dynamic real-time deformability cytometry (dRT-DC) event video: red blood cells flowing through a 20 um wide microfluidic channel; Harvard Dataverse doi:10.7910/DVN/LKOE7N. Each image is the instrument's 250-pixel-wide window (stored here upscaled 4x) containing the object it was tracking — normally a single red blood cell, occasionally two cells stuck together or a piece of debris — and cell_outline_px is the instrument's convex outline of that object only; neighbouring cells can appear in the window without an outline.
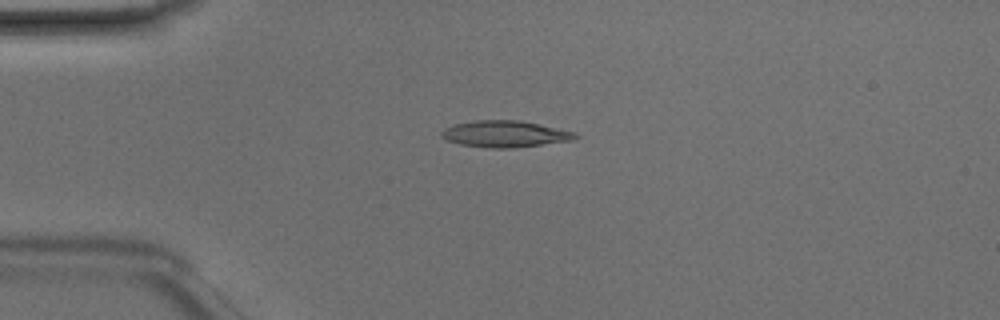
{"species": "Egyptian fruit bat (a non-hibernating species)", "species_latin": "Rousettus aegyptiacus", "temperature_condition": "room temperature", "stored_images_in_passage": 37, "camera_frame_rate_fps": 3000, "um_per_image_px": 0.085, "animal": {"sex": "male"}, "frame": {"image": 1, "passage_image": 1, "time_ms": 0.0, "image_size_px": [1000, 320], "cell_outline_px": [[580, 136], [572, 140], [512, 148], [488, 148], [460, 144], [444, 140], [440, 136], [440, 132], [444, 128], [452, 124], [476, 120], [520, 120], [576, 132]], "centroid_in_image_um": [42.87, 11.38], "position_along_channel_um": 42.1, "area_um2": 20.81}}
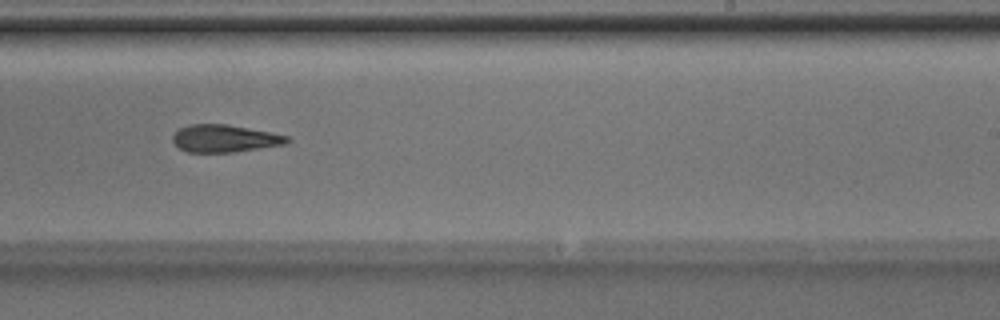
{"frame": {"image": 2, "passage_image": 19, "time_ms": 6.0, "image_size_px": [1000, 320], "cell_outline_px": [[292, 140], [284, 144], [236, 152], [188, 152], [180, 148], [172, 140], [172, 136], [180, 128], [188, 124], [228, 124], [292, 136]], "centroid_in_image_um": [19.14, 11.76], "position_along_channel_um": 269.9, "area_um2": 18.38}}
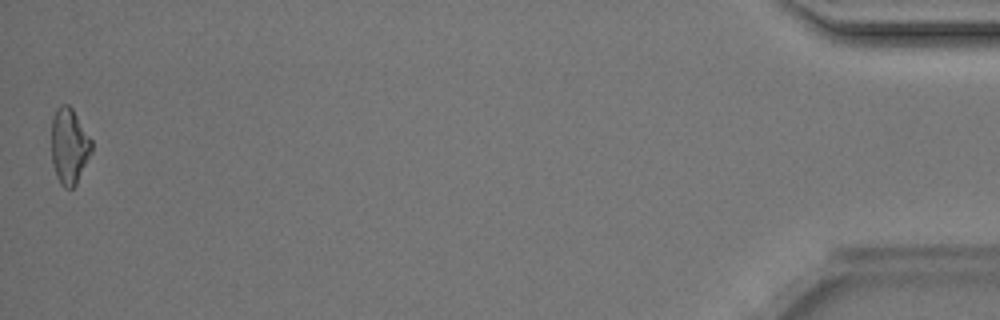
{"frame": {"image": 3, "passage_image": 37, "time_ms": 12.0, "image_size_px": [1000, 320], "cell_outline_px": [[92, 152], [76, 184], [72, 188], [64, 188], [60, 184], [56, 176], [52, 164], [52, 116], [56, 108], [60, 104], [68, 104], [72, 108], [92, 140]], "centroid_in_image_um": [5.88, 12.41], "position_along_channel_um": 429.3, "area_um2": 17.86}, "authors_computed_cell_mechanics": {"area_um2": 18.785, "velocity_mm_per_s": 4.2163, "shape_relaxation_time_tau1_ms": 5.5756, "shape_relaxation_time_tau2_ms": 6.9797, "deformation_change_tau1": 0.1862, "deformation_change_tau2": 0.2006}}